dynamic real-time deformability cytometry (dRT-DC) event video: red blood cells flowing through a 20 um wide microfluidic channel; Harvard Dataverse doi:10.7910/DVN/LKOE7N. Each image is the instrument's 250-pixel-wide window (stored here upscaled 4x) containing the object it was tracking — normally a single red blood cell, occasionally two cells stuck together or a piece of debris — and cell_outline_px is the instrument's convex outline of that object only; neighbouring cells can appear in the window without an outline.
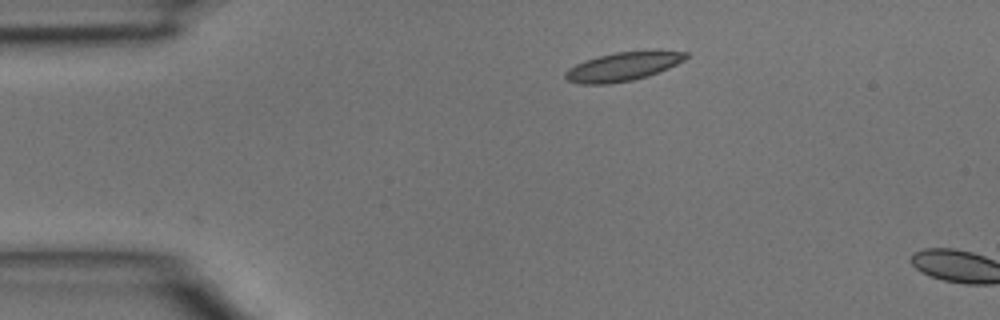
{"species": "common noctule bat (a hibernating species)", "species_latin": "Nyctalus noctula", "temperature_condition": "room temperature", "stored_images_in_passage": 3, "camera_frame_rate_fps": 3000, "um_per_image_px": 0.085, "animal": {"sex": "male", "body_mass_g": 15.6}, "frame": {"image": 1, "passage_image": 1, "time_ms": 0.0, "image_size_px": [1000, 320], "cell_outline_px": [[688, 56], [684, 60], [668, 68], [648, 76], [632, 80], [608, 84], [580, 84], [568, 80], [564, 76], [564, 72], [568, 68], [584, 60], [616, 52], [688, 52]], "centroid_in_image_um": [52.87, 5.68], "position_along_channel_um": 32.1, "area_um2": 19.65}}